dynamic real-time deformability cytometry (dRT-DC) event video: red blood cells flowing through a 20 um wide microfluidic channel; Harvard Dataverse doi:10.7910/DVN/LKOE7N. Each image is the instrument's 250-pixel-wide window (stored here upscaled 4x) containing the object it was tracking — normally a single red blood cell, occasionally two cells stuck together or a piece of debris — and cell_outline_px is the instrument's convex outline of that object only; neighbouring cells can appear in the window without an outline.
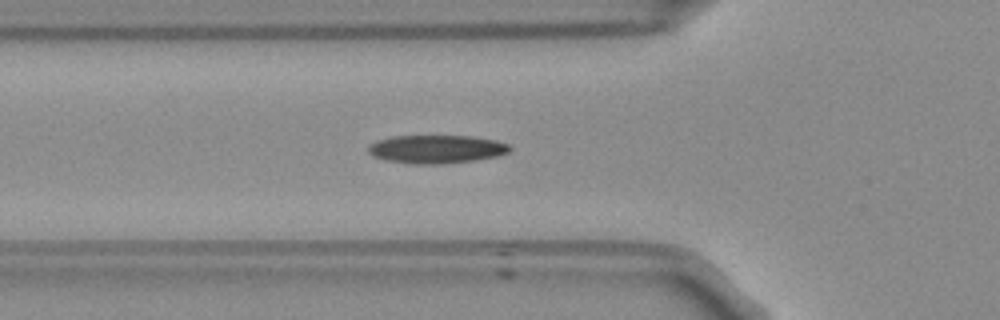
{"species": "Egyptian fruit bat (a non-hibernating species)", "species_latin": "Rousettus aegyptiacus", "temperature_condition": "room temperature", "stored_images_in_passage": 36, "camera_frame_rate_fps": 3000, "um_per_image_px": 0.085, "frame": {"image": 1, "passage_image": 2, "time_ms": 0.333, "image_size_px": [1000, 320], "cell_outline_px": [[512, 148], [508, 152], [496, 156], [476, 160], [440, 164], [416, 164], [388, 160], [372, 156], [368, 152], [368, 144], [376, 140], [392, 136], [472, 136], [496, 140], [508, 144]], "centroid_in_image_um": [37.08, 12.67], "position_along_channel_um": 88.7, "area_um2": 23.35}}
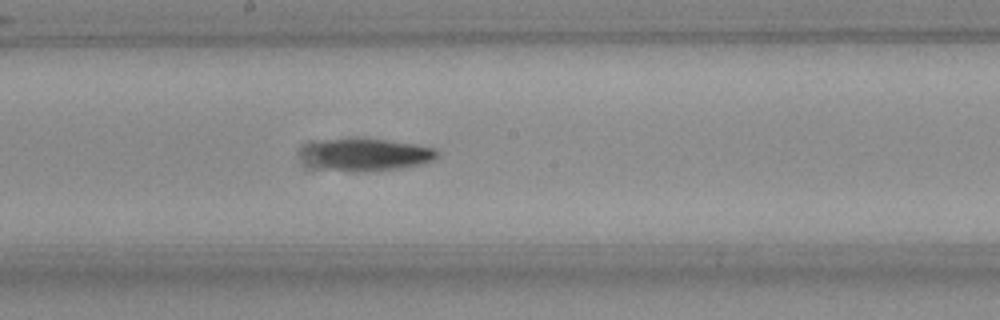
{"frame": {"image": 2, "passage_image": 12, "time_ms": 3.667, "image_size_px": [1000, 320], "cell_outline_px": [[440, 156], [432, 160], [420, 164], [400, 168], [352, 172], [328, 168], [320, 164], [312, 148], [312, 144], [324, 140], [348, 136], [356, 136], [388, 140], [416, 144], [436, 148], [440, 152]], "centroid_in_image_um": [31.51, 13.08], "position_along_channel_um": 216.7, "area_um2": 24.04}}
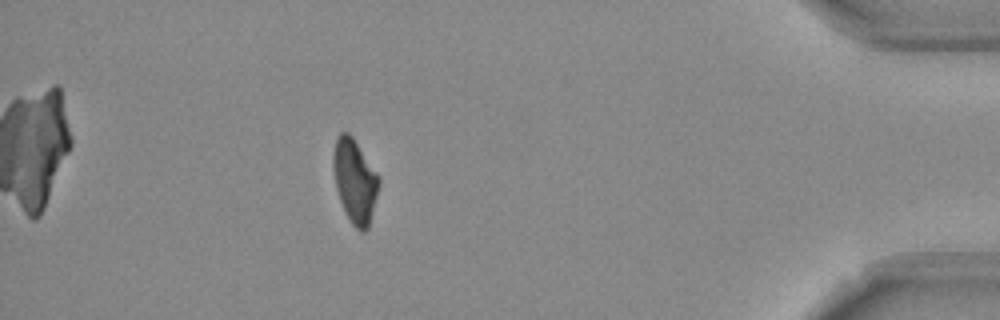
{"frame": {"image": 3, "passage_image": 31, "time_ms": 10.0, "image_size_px": [1000, 320], "cell_outline_px": [[380, 184], [368, 228], [364, 232], [360, 232], [352, 224], [344, 212], [336, 188], [332, 168], [332, 152], [336, 136], [340, 132], [348, 132], [352, 136], [380, 176]], "centroid_in_image_um": [30.14, 15.36], "position_along_channel_um": 405.1, "area_um2": 22.6}}